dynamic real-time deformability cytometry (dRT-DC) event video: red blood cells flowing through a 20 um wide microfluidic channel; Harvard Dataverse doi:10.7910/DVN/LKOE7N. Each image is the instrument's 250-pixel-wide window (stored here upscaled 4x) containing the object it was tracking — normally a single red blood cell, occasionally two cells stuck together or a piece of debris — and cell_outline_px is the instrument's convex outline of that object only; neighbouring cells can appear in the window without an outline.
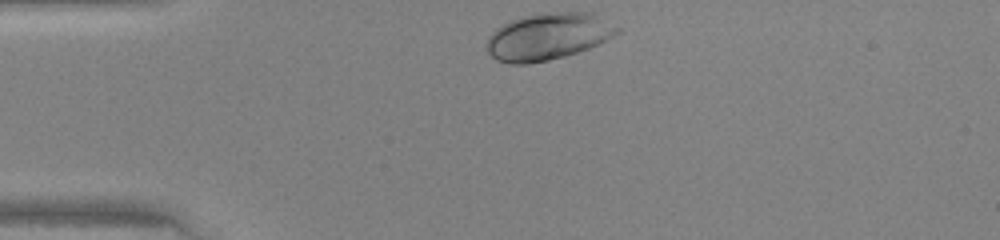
{"species": "human", "species_latin": "Homo sapiens", "temperature_condition": "warm", "stored_images_in_passage": 28, "camera_frame_rate_fps": 3000, "um_per_image_px": 0.085, "donor": {"sex": "female"}, "frame": {"image": 1, "passage_image": 1, "time_ms": 0.0, "image_size_px": [1000, 240], "cell_outline_px": [[624, 28], [620, 32], [600, 44], [564, 56], [548, 60], [528, 64], [512, 64], [496, 60], [488, 52], [488, 36], [496, 28], [512, 20], [536, 12], [596, 12]], "centroid_in_image_um": [46.67, 3.07], "position_along_channel_um": 38.3, "area_um2": 36.18}}
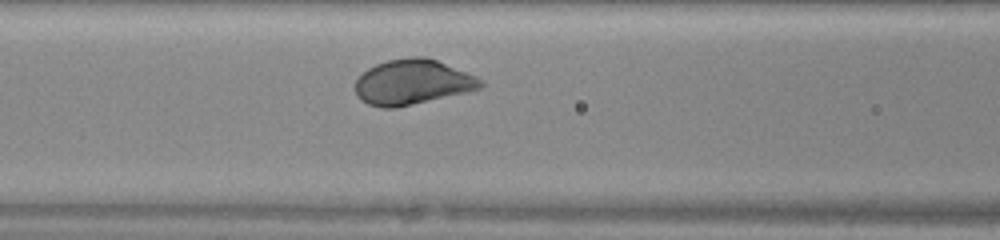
{"frame": {"image": 2, "passage_image": 10, "time_ms": 3.0, "image_size_px": [1000, 240], "cell_outline_px": [[484, 84], [480, 88], [464, 92], [396, 108], [380, 108], [368, 104], [360, 100], [356, 96], [356, 80], [368, 68], [376, 64], [388, 60], [408, 56], [424, 56], [436, 60], [476, 76], [484, 80]], "centroid_in_image_um": [35.03, 6.98], "position_along_channel_um": 131.6, "area_um2": 32.77}}
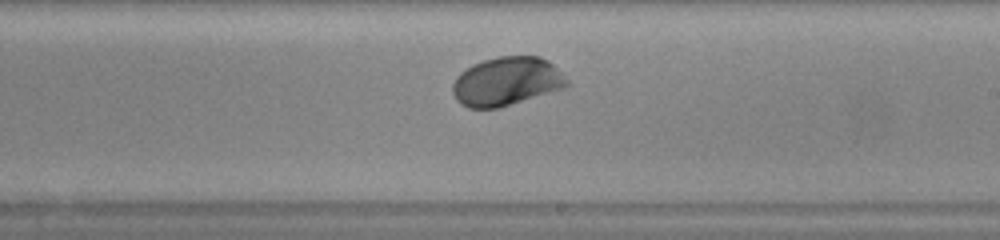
{"frame": {"image": 3, "passage_image": 18, "time_ms": 5.667, "image_size_px": [1000, 240], "cell_outline_px": [[568, 88], [500, 108], [468, 108], [460, 104], [456, 100], [452, 92], [452, 84], [456, 76], [460, 72], [472, 64], [484, 60], [500, 56], [540, 56], [548, 60], [568, 80]], "centroid_in_image_um": [43.06, 6.94], "position_along_channel_um": 245.9, "area_um2": 32.89}}